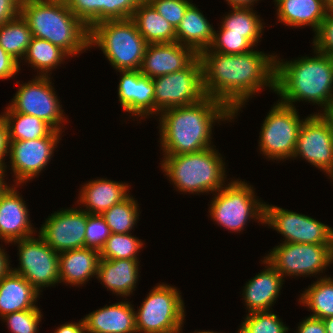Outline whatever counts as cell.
<instances>
[{
	"mask_svg": "<svg viewBox=\"0 0 333 333\" xmlns=\"http://www.w3.org/2000/svg\"><path fill=\"white\" fill-rule=\"evenodd\" d=\"M205 96L226 104L234 116L264 86L275 91L277 55L251 50L242 54H222L210 48L199 55Z\"/></svg>",
	"mask_w": 333,
	"mask_h": 333,
	"instance_id": "cell-1",
	"label": "cell"
},
{
	"mask_svg": "<svg viewBox=\"0 0 333 333\" xmlns=\"http://www.w3.org/2000/svg\"><path fill=\"white\" fill-rule=\"evenodd\" d=\"M160 115L163 155L195 153L213 147V123L235 117L226 104L208 96L193 105L165 109Z\"/></svg>",
	"mask_w": 333,
	"mask_h": 333,
	"instance_id": "cell-2",
	"label": "cell"
},
{
	"mask_svg": "<svg viewBox=\"0 0 333 333\" xmlns=\"http://www.w3.org/2000/svg\"><path fill=\"white\" fill-rule=\"evenodd\" d=\"M316 56L294 61L276 59L275 93L280 102L308 101L322 106L324 113L333 108V57L313 49Z\"/></svg>",
	"mask_w": 333,
	"mask_h": 333,
	"instance_id": "cell-3",
	"label": "cell"
},
{
	"mask_svg": "<svg viewBox=\"0 0 333 333\" xmlns=\"http://www.w3.org/2000/svg\"><path fill=\"white\" fill-rule=\"evenodd\" d=\"M20 15L33 37L48 40L71 57L89 48V29L64 0H22Z\"/></svg>",
	"mask_w": 333,
	"mask_h": 333,
	"instance_id": "cell-4",
	"label": "cell"
},
{
	"mask_svg": "<svg viewBox=\"0 0 333 333\" xmlns=\"http://www.w3.org/2000/svg\"><path fill=\"white\" fill-rule=\"evenodd\" d=\"M213 147L179 155H164L161 169L176 189L188 193L221 190L226 179L225 163Z\"/></svg>",
	"mask_w": 333,
	"mask_h": 333,
	"instance_id": "cell-5",
	"label": "cell"
},
{
	"mask_svg": "<svg viewBox=\"0 0 333 333\" xmlns=\"http://www.w3.org/2000/svg\"><path fill=\"white\" fill-rule=\"evenodd\" d=\"M147 44L132 18L101 21L89 29V48L100 47L118 71L140 70Z\"/></svg>",
	"mask_w": 333,
	"mask_h": 333,
	"instance_id": "cell-6",
	"label": "cell"
},
{
	"mask_svg": "<svg viewBox=\"0 0 333 333\" xmlns=\"http://www.w3.org/2000/svg\"><path fill=\"white\" fill-rule=\"evenodd\" d=\"M217 192L209 212L224 229L240 232L250 218L264 223L265 203L255 199L253 187L244 181H231Z\"/></svg>",
	"mask_w": 333,
	"mask_h": 333,
	"instance_id": "cell-7",
	"label": "cell"
},
{
	"mask_svg": "<svg viewBox=\"0 0 333 333\" xmlns=\"http://www.w3.org/2000/svg\"><path fill=\"white\" fill-rule=\"evenodd\" d=\"M177 288L158 284L135 312L137 333H180L184 302Z\"/></svg>",
	"mask_w": 333,
	"mask_h": 333,
	"instance_id": "cell-8",
	"label": "cell"
},
{
	"mask_svg": "<svg viewBox=\"0 0 333 333\" xmlns=\"http://www.w3.org/2000/svg\"><path fill=\"white\" fill-rule=\"evenodd\" d=\"M155 114L204 99L202 64L197 56L183 70L153 78Z\"/></svg>",
	"mask_w": 333,
	"mask_h": 333,
	"instance_id": "cell-9",
	"label": "cell"
},
{
	"mask_svg": "<svg viewBox=\"0 0 333 333\" xmlns=\"http://www.w3.org/2000/svg\"><path fill=\"white\" fill-rule=\"evenodd\" d=\"M304 120H300L295 107L278 101L261 126L258 146L262 154L269 160L293 158L298 133Z\"/></svg>",
	"mask_w": 333,
	"mask_h": 333,
	"instance_id": "cell-10",
	"label": "cell"
},
{
	"mask_svg": "<svg viewBox=\"0 0 333 333\" xmlns=\"http://www.w3.org/2000/svg\"><path fill=\"white\" fill-rule=\"evenodd\" d=\"M333 244L281 243L264 257L284 278L314 275L333 263ZM327 266V267H326Z\"/></svg>",
	"mask_w": 333,
	"mask_h": 333,
	"instance_id": "cell-11",
	"label": "cell"
},
{
	"mask_svg": "<svg viewBox=\"0 0 333 333\" xmlns=\"http://www.w3.org/2000/svg\"><path fill=\"white\" fill-rule=\"evenodd\" d=\"M50 79L49 76L38 75L31 82L21 84L5 111L36 116L54 130L62 132L60 125L65 122L64 111Z\"/></svg>",
	"mask_w": 333,
	"mask_h": 333,
	"instance_id": "cell-12",
	"label": "cell"
},
{
	"mask_svg": "<svg viewBox=\"0 0 333 333\" xmlns=\"http://www.w3.org/2000/svg\"><path fill=\"white\" fill-rule=\"evenodd\" d=\"M19 247L20 266L12 271L24 277L37 291L59 281V253L38 235L13 241Z\"/></svg>",
	"mask_w": 333,
	"mask_h": 333,
	"instance_id": "cell-13",
	"label": "cell"
},
{
	"mask_svg": "<svg viewBox=\"0 0 333 333\" xmlns=\"http://www.w3.org/2000/svg\"><path fill=\"white\" fill-rule=\"evenodd\" d=\"M264 224L285 237V243L333 244V228L316 219L265 204Z\"/></svg>",
	"mask_w": 333,
	"mask_h": 333,
	"instance_id": "cell-14",
	"label": "cell"
},
{
	"mask_svg": "<svg viewBox=\"0 0 333 333\" xmlns=\"http://www.w3.org/2000/svg\"><path fill=\"white\" fill-rule=\"evenodd\" d=\"M303 157L333 180V132L322 114H311L300 127L293 157Z\"/></svg>",
	"mask_w": 333,
	"mask_h": 333,
	"instance_id": "cell-15",
	"label": "cell"
},
{
	"mask_svg": "<svg viewBox=\"0 0 333 333\" xmlns=\"http://www.w3.org/2000/svg\"><path fill=\"white\" fill-rule=\"evenodd\" d=\"M61 131L53 130L47 137L33 140H9L11 169L18 184L36 177L51 160L59 143Z\"/></svg>",
	"mask_w": 333,
	"mask_h": 333,
	"instance_id": "cell-16",
	"label": "cell"
},
{
	"mask_svg": "<svg viewBox=\"0 0 333 333\" xmlns=\"http://www.w3.org/2000/svg\"><path fill=\"white\" fill-rule=\"evenodd\" d=\"M87 212L64 209L49 216L40 228L39 236L55 252L85 247Z\"/></svg>",
	"mask_w": 333,
	"mask_h": 333,
	"instance_id": "cell-17",
	"label": "cell"
},
{
	"mask_svg": "<svg viewBox=\"0 0 333 333\" xmlns=\"http://www.w3.org/2000/svg\"><path fill=\"white\" fill-rule=\"evenodd\" d=\"M197 56L190 47L176 41L147 44L140 71L143 76L153 79L183 70Z\"/></svg>",
	"mask_w": 333,
	"mask_h": 333,
	"instance_id": "cell-18",
	"label": "cell"
},
{
	"mask_svg": "<svg viewBox=\"0 0 333 333\" xmlns=\"http://www.w3.org/2000/svg\"><path fill=\"white\" fill-rule=\"evenodd\" d=\"M118 72L122 74L118 98L123 111L139 117L155 114L153 79L143 76L140 70Z\"/></svg>",
	"mask_w": 333,
	"mask_h": 333,
	"instance_id": "cell-19",
	"label": "cell"
},
{
	"mask_svg": "<svg viewBox=\"0 0 333 333\" xmlns=\"http://www.w3.org/2000/svg\"><path fill=\"white\" fill-rule=\"evenodd\" d=\"M15 188L11 186L0 197V239L5 243L29 238L35 232L25 201Z\"/></svg>",
	"mask_w": 333,
	"mask_h": 333,
	"instance_id": "cell-20",
	"label": "cell"
},
{
	"mask_svg": "<svg viewBox=\"0 0 333 333\" xmlns=\"http://www.w3.org/2000/svg\"><path fill=\"white\" fill-rule=\"evenodd\" d=\"M83 320L86 333H137L134 307L127 301L105 305Z\"/></svg>",
	"mask_w": 333,
	"mask_h": 333,
	"instance_id": "cell-21",
	"label": "cell"
},
{
	"mask_svg": "<svg viewBox=\"0 0 333 333\" xmlns=\"http://www.w3.org/2000/svg\"><path fill=\"white\" fill-rule=\"evenodd\" d=\"M262 262L266 264L265 271L250 279L243 290L242 295L249 313L270 311L284 282L283 276L267 260Z\"/></svg>",
	"mask_w": 333,
	"mask_h": 333,
	"instance_id": "cell-22",
	"label": "cell"
},
{
	"mask_svg": "<svg viewBox=\"0 0 333 333\" xmlns=\"http://www.w3.org/2000/svg\"><path fill=\"white\" fill-rule=\"evenodd\" d=\"M100 260L99 250L77 248L59 253V281L70 285L85 284L97 275Z\"/></svg>",
	"mask_w": 333,
	"mask_h": 333,
	"instance_id": "cell-23",
	"label": "cell"
},
{
	"mask_svg": "<svg viewBox=\"0 0 333 333\" xmlns=\"http://www.w3.org/2000/svg\"><path fill=\"white\" fill-rule=\"evenodd\" d=\"M79 200L81 204H85L83 209L88 214L102 215L113 205L120 203L130 194L129 186L126 183H119L107 179H96L89 181L86 185H82Z\"/></svg>",
	"mask_w": 333,
	"mask_h": 333,
	"instance_id": "cell-24",
	"label": "cell"
},
{
	"mask_svg": "<svg viewBox=\"0 0 333 333\" xmlns=\"http://www.w3.org/2000/svg\"><path fill=\"white\" fill-rule=\"evenodd\" d=\"M139 260L100 259L97 269L98 280L113 294L129 296L135 290L139 274Z\"/></svg>",
	"mask_w": 333,
	"mask_h": 333,
	"instance_id": "cell-25",
	"label": "cell"
},
{
	"mask_svg": "<svg viewBox=\"0 0 333 333\" xmlns=\"http://www.w3.org/2000/svg\"><path fill=\"white\" fill-rule=\"evenodd\" d=\"M39 293L24 277L11 270L0 280V317L38 308L35 304Z\"/></svg>",
	"mask_w": 333,
	"mask_h": 333,
	"instance_id": "cell-26",
	"label": "cell"
},
{
	"mask_svg": "<svg viewBox=\"0 0 333 333\" xmlns=\"http://www.w3.org/2000/svg\"><path fill=\"white\" fill-rule=\"evenodd\" d=\"M214 31L215 29L210 25L206 17L192 3L176 28V42L190 47L199 55L211 46L214 39Z\"/></svg>",
	"mask_w": 333,
	"mask_h": 333,
	"instance_id": "cell-27",
	"label": "cell"
},
{
	"mask_svg": "<svg viewBox=\"0 0 333 333\" xmlns=\"http://www.w3.org/2000/svg\"><path fill=\"white\" fill-rule=\"evenodd\" d=\"M279 22L286 26H311L316 33L326 18L323 0H281L277 5Z\"/></svg>",
	"mask_w": 333,
	"mask_h": 333,
	"instance_id": "cell-28",
	"label": "cell"
},
{
	"mask_svg": "<svg viewBox=\"0 0 333 333\" xmlns=\"http://www.w3.org/2000/svg\"><path fill=\"white\" fill-rule=\"evenodd\" d=\"M132 19L148 44L176 41V29L147 0L135 9Z\"/></svg>",
	"mask_w": 333,
	"mask_h": 333,
	"instance_id": "cell-29",
	"label": "cell"
},
{
	"mask_svg": "<svg viewBox=\"0 0 333 333\" xmlns=\"http://www.w3.org/2000/svg\"><path fill=\"white\" fill-rule=\"evenodd\" d=\"M67 56L69 57L64 50L48 40L32 37L23 59L26 60L25 62L28 61L31 67L41 71L39 76H48L49 71L63 63Z\"/></svg>",
	"mask_w": 333,
	"mask_h": 333,
	"instance_id": "cell-30",
	"label": "cell"
},
{
	"mask_svg": "<svg viewBox=\"0 0 333 333\" xmlns=\"http://www.w3.org/2000/svg\"><path fill=\"white\" fill-rule=\"evenodd\" d=\"M9 140H33L47 137L54 129L36 116L18 112H3Z\"/></svg>",
	"mask_w": 333,
	"mask_h": 333,
	"instance_id": "cell-31",
	"label": "cell"
},
{
	"mask_svg": "<svg viewBox=\"0 0 333 333\" xmlns=\"http://www.w3.org/2000/svg\"><path fill=\"white\" fill-rule=\"evenodd\" d=\"M220 29H228V33L243 34L254 46L262 36L263 23L252 7L233 6Z\"/></svg>",
	"mask_w": 333,
	"mask_h": 333,
	"instance_id": "cell-32",
	"label": "cell"
},
{
	"mask_svg": "<svg viewBox=\"0 0 333 333\" xmlns=\"http://www.w3.org/2000/svg\"><path fill=\"white\" fill-rule=\"evenodd\" d=\"M299 302L312 310L311 317L323 320L333 316V278L317 279L301 294Z\"/></svg>",
	"mask_w": 333,
	"mask_h": 333,
	"instance_id": "cell-33",
	"label": "cell"
},
{
	"mask_svg": "<svg viewBox=\"0 0 333 333\" xmlns=\"http://www.w3.org/2000/svg\"><path fill=\"white\" fill-rule=\"evenodd\" d=\"M32 37L21 15L0 26V46L18 62L23 60Z\"/></svg>",
	"mask_w": 333,
	"mask_h": 333,
	"instance_id": "cell-34",
	"label": "cell"
},
{
	"mask_svg": "<svg viewBox=\"0 0 333 333\" xmlns=\"http://www.w3.org/2000/svg\"><path fill=\"white\" fill-rule=\"evenodd\" d=\"M139 209L137 200L133 196H128L118 204L106 210L102 216L109 226L111 233L128 234L134 228L139 219Z\"/></svg>",
	"mask_w": 333,
	"mask_h": 333,
	"instance_id": "cell-35",
	"label": "cell"
},
{
	"mask_svg": "<svg viewBox=\"0 0 333 333\" xmlns=\"http://www.w3.org/2000/svg\"><path fill=\"white\" fill-rule=\"evenodd\" d=\"M143 242L131 234L111 233L104 246L99 251L100 259H133L142 248Z\"/></svg>",
	"mask_w": 333,
	"mask_h": 333,
	"instance_id": "cell-36",
	"label": "cell"
},
{
	"mask_svg": "<svg viewBox=\"0 0 333 333\" xmlns=\"http://www.w3.org/2000/svg\"><path fill=\"white\" fill-rule=\"evenodd\" d=\"M239 333H286L289 328L271 311L248 313Z\"/></svg>",
	"mask_w": 333,
	"mask_h": 333,
	"instance_id": "cell-37",
	"label": "cell"
},
{
	"mask_svg": "<svg viewBox=\"0 0 333 333\" xmlns=\"http://www.w3.org/2000/svg\"><path fill=\"white\" fill-rule=\"evenodd\" d=\"M253 47L243 34L228 33V29H220L217 33L214 31V39L209 48L222 54H242L253 50Z\"/></svg>",
	"mask_w": 333,
	"mask_h": 333,
	"instance_id": "cell-38",
	"label": "cell"
},
{
	"mask_svg": "<svg viewBox=\"0 0 333 333\" xmlns=\"http://www.w3.org/2000/svg\"><path fill=\"white\" fill-rule=\"evenodd\" d=\"M66 6L88 28L103 21V0H64Z\"/></svg>",
	"mask_w": 333,
	"mask_h": 333,
	"instance_id": "cell-39",
	"label": "cell"
},
{
	"mask_svg": "<svg viewBox=\"0 0 333 333\" xmlns=\"http://www.w3.org/2000/svg\"><path fill=\"white\" fill-rule=\"evenodd\" d=\"M42 316L39 308H33L7 314L2 319L12 333H37Z\"/></svg>",
	"mask_w": 333,
	"mask_h": 333,
	"instance_id": "cell-40",
	"label": "cell"
},
{
	"mask_svg": "<svg viewBox=\"0 0 333 333\" xmlns=\"http://www.w3.org/2000/svg\"><path fill=\"white\" fill-rule=\"evenodd\" d=\"M85 232V247L99 251L111 234L109 226L102 215L88 213Z\"/></svg>",
	"mask_w": 333,
	"mask_h": 333,
	"instance_id": "cell-41",
	"label": "cell"
},
{
	"mask_svg": "<svg viewBox=\"0 0 333 333\" xmlns=\"http://www.w3.org/2000/svg\"><path fill=\"white\" fill-rule=\"evenodd\" d=\"M155 10L175 29L179 26L187 8L192 4L189 0H147Z\"/></svg>",
	"mask_w": 333,
	"mask_h": 333,
	"instance_id": "cell-42",
	"label": "cell"
},
{
	"mask_svg": "<svg viewBox=\"0 0 333 333\" xmlns=\"http://www.w3.org/2000/svg\"><path fill=\"white\" fill-rule=\"evenodd\" d=\"M143 0H103V21L132 18Z\"/></svg>",
	"mask_w": 333,
	"mask_h": 333,
	"instance_id": "cell-43",
	"label": "cell"
},
{
	"mask_svg": "<svg viewBox=\"0 0 333 333\" xmlns=\"http://www.w3.org/2000/svg\"><path fill=\"white\" fill-rule=\"evenodd\" d=\"M313 43L315 50L333 57V9H328Z\"/></svg>",
	"mask_w": 333,
	"mask_h": 333,
	"instance_id": "cell-44",
	"label": "cell"
},
{
	"mask_svg": "<svg viewBox=\"0 0 333 333\" xmlns=\"http://www.w3.org/2000/svg\"><path fill=\"white\" fill-rule=\"evenodd\" d=\"M20 62L0 46V80L12 78L18 71Z\"/></svg>",
	"mask_w": 333,
	"mask_h": 333,
	"instance_id": "cell-45",
	"label": "cell"
},
{
	"mask_svg": "<svg viewBox=\"0 0 333 333\" xmlns=\"http://www.w3.org/2000/svg\"><path fill=\"white\" fill-rule=\"evenodd\" d=\"M22 0H0V26L20 15Z\"/></svg>",
	"mask_w": 333,
	"mask_h": 333,
	"instance_id": "cell-46",
	"label": "cell"
},
{
	"mask_svg": "<svg viewBox=\"0 0 333 333\" xmlns=\"http://www.w3.org/2000/svg\"><path fill=\"white\" fill-rule=\"evenodd\" d=\"M297 329V333H326L323 320L311 316L305 318Z\"/></svg>",
	"mask_w": 333,
	"mask_h": 333,
	"instance_id": "cell-47",
	"label": "cell"
},
{
	"mask_svg": "<svg viewBox=\"0 0 333 333\" xmlns=\"http://www.w3.org/2000/svg\"><path fill=\"white\" fill-rule=\"evenodd\" d=\"M9 143L8 127L3 115H0V167H7L4 157L8 156Z\"/></svg>",
	"mask_w": 333,
	"mask_h": 333,
	"instance_id": "cell-48",
	"label": "cell"
},
{
	"mask_svg": "<svg viewBox=\"0 0 333 333\" xmlns=\"http://www.w3.org/2000/svg\"><path fill=\"white\" fill-rule=\"evenodd\" d=\"M85 324L84 320L81 319L78 323H66L62 324L60 327L55 330L54 333H85Z\"/></svg>",
	"mask_w": 333,
	"mask_h": 333,
	"instance_id": "cell-49",
	"label": "cell"
},
{
	"mask_svg": "<svg viewBox=\"0 0 333 333\" xmlns=\"http://www.w3.org/2000/svg\"><path fill=\"white\" fill-rule=\"evenodd\" d=\"M4 251L5 250L0 247V280L12 270V268L9 267L10 261H8V256Z\"/></svg>",
	"mask_w": 333,
	"mask_h": 333,
	"instance_id": "cell-50",
	"label": "cell"
},
{
	"mask_svg": "<svg viewBox=\"0 0 333 333\" xmlns=\"http://www.w3.org/2000/svg\"><path fill=\"white\" fill-rule=\"evenodd\" d=\"M228 1L229 6H241V7H251L253 6L254 2H257L258 0H226Z\"/></svg>",
	"mask_w": 333,
	"mask_h": 333,
	"instance_id": "cell-51",
	"label": "cell"
},
{
	"mask_svg": "<svg viewBox=\"0 0 333 333\" xmlns=\"http://www.w3.org/2000/svg\"><path fill=\"white\" fill-rule=\"evenodd\" d=\"M6 167H0V197L10 188V185L8 186L6 184V181L4 182Z\"/></svg>",
	"mask_w": 333,
	"mask_h": 333,
	"instance_id": "cell-52",
	"label": "cell"
},
{
	"mask_svg": "<svg viewBox=\"0 0 333 333\" xmlns=\"http://www.w3.org/2000/svg\"><path fill=\"white\" fill-rule=\"evenodd\" d=\"M326 333H333V316L323 319Z\"/></svg>",
	"mask_w": 333,
	"mask_h": 333,
	"instance_id": "cell-53",
	"label": "cell"
},
{
	"mask_svg": "<svg viewBox=\"0 0 333 333\" xmlns=\"http://www.w3.org/2000/svg\"><path fill=\"white\" fill-rule=\"evenodd\" d=\"M322 114L329 120L333 132V108Z\"/></svg>",
	"mask_w": 333,
	"mask_h": 333,
	"instance_id": "cell-54",
	"label": "cell"
},
{
	"mask_svg": "<svg viewBox=\"0 0 333 333\" xmlns=\"http://www.w3.org/2000/svg\"><path fill=\"white\" fill-rule=\"evenodd\" d=\"M323 3L328 9H333V0H323Z\"/></svg>",
	"mask_w": 333,
	"mask_h": 333,
	"instance_id": "cell-55",
	"label": "cell"
},
{
	"mask_svg": "<svg viewBox=\"0 0 333 333\" xmlns=\"http://www.w3.org/2000/svg\"><path fill=\"white\" fill-rule=\"evenodd\" d=\"M194 333H217V332H214V331H199V332H194ZM239 333V332H237Z\"/></svg>",
	"mask_w": 333,
	"mask_h": 333,
	"instance_id": "cell-56",
	"label": "cell"
},
{
	"mask_svg": "<svg viewBox=\"0 0 333 333\" xmlns=\"http://www.w3.org/2000/svg\"><path fill=\"white\" fill-rule=\"evenodd\" d=\"M281 0H274L275 4L277 5Z\"/></svg>",
	"mask_w": 333,
	"mask_h": 333,
	"instance_id": "cell-57",
	"label": "cell"
}]
</instances>
